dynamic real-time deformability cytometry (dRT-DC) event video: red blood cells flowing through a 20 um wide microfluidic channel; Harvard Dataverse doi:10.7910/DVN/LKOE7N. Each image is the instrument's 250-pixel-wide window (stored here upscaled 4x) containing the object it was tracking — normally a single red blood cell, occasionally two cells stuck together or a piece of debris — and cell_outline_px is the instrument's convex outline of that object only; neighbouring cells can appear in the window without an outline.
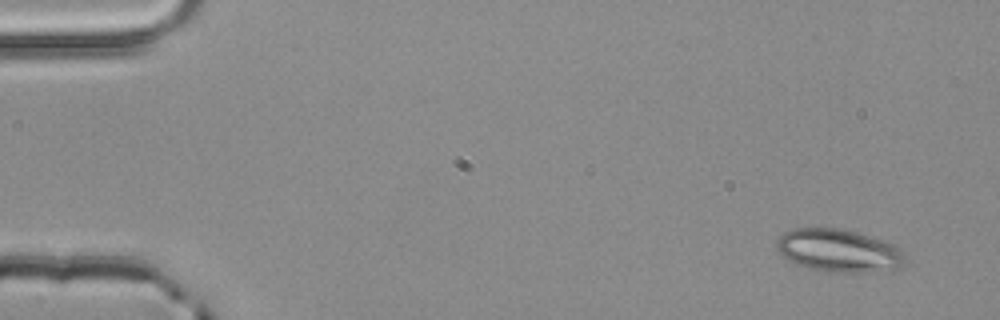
{"species": "common noctule bat (a hibernating species)", "species_latin": "Nyctalus noctula", "temperature_condition": "room temperature", "stored_images_in_passage": 3, "camera_frame_rate_fps": 3000, "um_per_image_px": 0.085, "animal": {"sex": "male", "body_mass_g": 20.4}, "frame": {"image": 1, "passage_image": 1, "time_ms": 0.0, "image_size_px": [1000, 320], "cell_outline_px": [[904, 264], [900, 268], [868, 272], [824, 272], [808, 268], [796, 264], [788, 260], [776, 248], [776, 240], [784, 232], [796, 228], [840, 228], [856, 232], [884, 240], [900, 248], [904, 252]], "centroid_in_image_um": [71.29, 21.3], "position_along_channel_um": 13.7, "area_um2": 32.19}}